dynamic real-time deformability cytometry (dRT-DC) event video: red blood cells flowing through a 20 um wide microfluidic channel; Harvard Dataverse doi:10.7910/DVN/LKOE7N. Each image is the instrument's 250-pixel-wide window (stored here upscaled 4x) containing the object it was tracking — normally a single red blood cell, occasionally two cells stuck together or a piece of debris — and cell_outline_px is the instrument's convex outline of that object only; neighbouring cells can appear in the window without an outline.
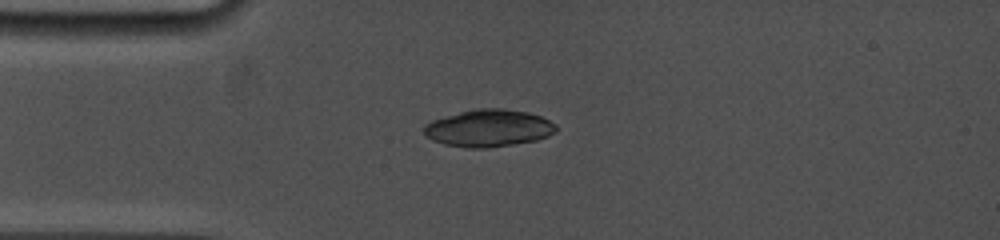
{"species": "common noctule bat (a hibernating species)", "species_latin": "Nyctalus noctula", "temperature_condition": "cold", "stored_images_in_passage": 3, "camera_frame_rate_fps": 5000, "um_per_image_px": 0.085, "animal": {"sex": "female", "body_mass_g": 19.0, "forearm_length_mm": 53.3}, "frame": {"image": 1, "passage_image": 1, "time_ms": 0.0, "image_size_px": [1000, 240], "cell_outline_px": [[560, 128], [556, 132], [548, 136], [536, 140], [488, 148], [464, 148], [444, 144], [432, 140], [424, 136], [424, 124], [432, 120], [460, 112], [476, 108], [504, 108], [528, 112], [540, 116], [556, 124]], "centroid_in_image_um": [41.53, 10.89], "position_along_channel_um": 43.5, "area_um2": 28.9}}